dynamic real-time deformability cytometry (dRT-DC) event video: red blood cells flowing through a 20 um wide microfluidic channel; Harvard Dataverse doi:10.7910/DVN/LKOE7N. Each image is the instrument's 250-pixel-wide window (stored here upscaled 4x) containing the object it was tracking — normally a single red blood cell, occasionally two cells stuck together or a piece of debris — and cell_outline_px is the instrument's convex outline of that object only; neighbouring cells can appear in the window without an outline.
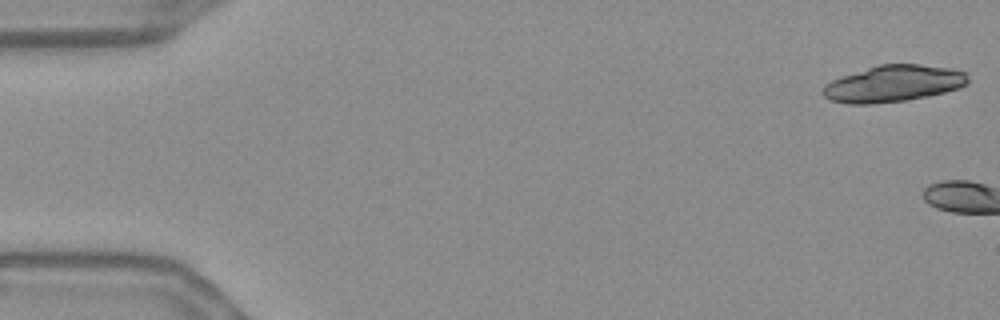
{"species": "Egyptian fruit bat (a non-hibernating species)", "species_latin": "Rousettus aegyptiacus", "temperature_condition": "warm", "stored_images_in_passage": 3, "camera_frame_rate_fps": 3000, "um_per_image_px": 0.085, "frame": {"image": 1, "passage_image": 1, "time_ms": 0.0, "image_size_px": [1000, 320], "cell_outline_px": [[968, 84], [960, 88], [928, 96], [908, 100], [872, 104], [848, 104], [828, 100], [820, 92], [824, 84], [832, 80], [880, 64], [920, 64], [952, 68], [968, 72]], "centroid_in_image_um": [75.96, 7.12], "position_along_channel_um": 9.0, "area_um2": 31.15}}